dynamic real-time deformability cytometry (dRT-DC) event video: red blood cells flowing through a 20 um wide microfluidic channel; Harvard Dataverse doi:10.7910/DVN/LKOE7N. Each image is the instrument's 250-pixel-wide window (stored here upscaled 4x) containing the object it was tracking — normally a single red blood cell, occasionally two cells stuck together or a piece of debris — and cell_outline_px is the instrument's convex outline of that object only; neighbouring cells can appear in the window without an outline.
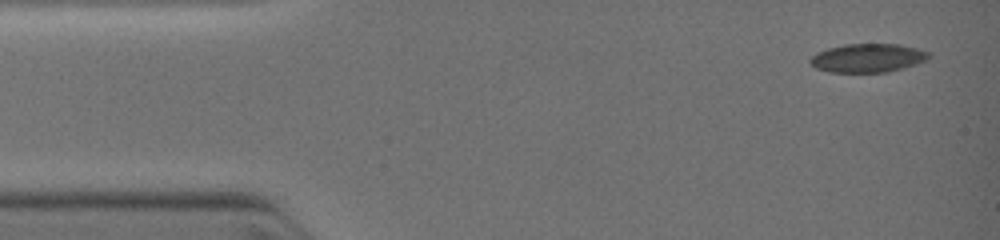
{"species": "common noctule bat (a hibernating species)", "species_latin": "Nyctalus noctula", "temperature_condition": "warm", "stored_images_in_passage": 40, "camera_frame_rate_fps": 3000, "um_per_image_px": 0.085, "animal": {"sex": "female", "body_mass_g": 19.0, "forearm_length_mm": 51.5}, "frame": {"image": 1, "passage_image": 1, "time_ms": 0.0, "image_size_px": [1000, 240], "cell_outline_px": [[932, 56], [916, 64], [904, 68], [888, 72], [828, 72], [816, 68], [808, 60], [816, 52], [828, 48], [844, 44], [900, 44], [916, 48], [928, 52]], "centroid_in_image_um": [73.74, 4.93], "position_along_channel_um": 11.3, "area_um2": 19.83}}
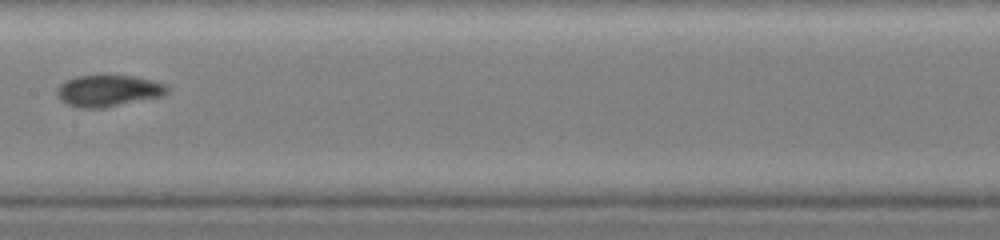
{"frame": {"image": 2, "passage_image": 19, "time_ms": 5.667, "image_size_px": [1000, 240], "cell_outline_px": [[168, 92], [160, 96], [104, 108], [80, 108], [68, 104], [60, 100], [56, 92], [56, 88], [64, 80], [76, 76], [136, 76], [152, 80], [164, 84], [168, 88]], "centroid_in_image_um": [9.15, 7.71], "position_along_channel_um": 198.2, "area_um2": 20.11}}
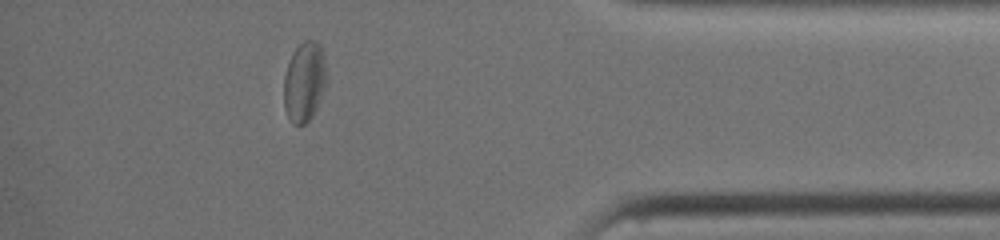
{"frame": {"image": 3, "passage_image": 35, "time_ms": 10.333, "image_size_px": [1000, 240], "cell_outline_px": [[328, 80], [316, 108], [312, 116], [304, 124], [292, 124], [284, 108], [284, 76], [292, 52], [304, 40], [312, 40], [320, 44], [324, 56]], "centroid_in_image_um": [25.88, 6.93], "position_along_channel_um": 409.3, "area_um2": 19.94}}